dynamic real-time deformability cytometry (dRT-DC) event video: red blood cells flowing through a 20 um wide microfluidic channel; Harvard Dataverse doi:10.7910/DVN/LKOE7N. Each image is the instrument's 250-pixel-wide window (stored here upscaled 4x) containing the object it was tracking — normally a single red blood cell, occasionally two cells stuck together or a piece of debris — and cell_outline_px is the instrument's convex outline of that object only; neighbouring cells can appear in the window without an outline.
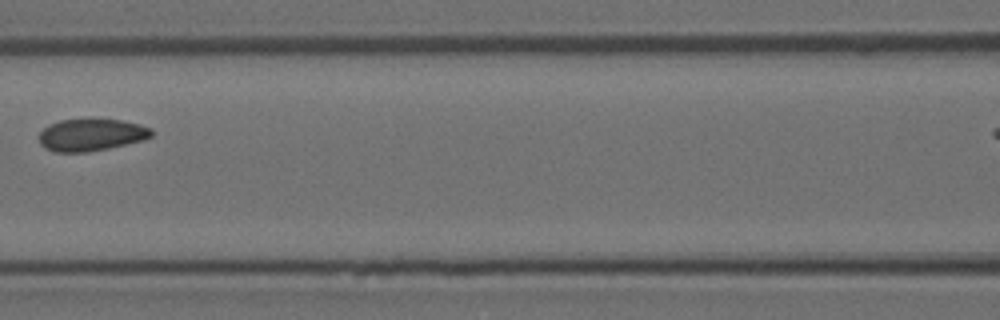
{"species": "Egyptian fruit bat (a non-hibernating species)", "species_latin": "Rousettus aegyptiacus", "temperature_condition": "room temperature", "stored_images_in_passage": 5, "camera_frame_rate_fps": 3000, "um_per_image_px": 0.085, "animal": {"sex": "female"}, "frame": {"image": 1, "passage_image": 5, "time_ms": 1.333, "image_size_px": [1000, 320], "cell_outline_px": [[152, 136], [144, 140], [108, 148], [88, 152], [56, 152], [44, 148], [40, 144], [40, 132], [48, 124], [60, 120], [88, 116], [120, 120], [140, 124], [152, 128]], "centroid_in_image_um": [7.75, 11.42], "position_along_channel_um": 158.9, "area_um2": 21.79}}